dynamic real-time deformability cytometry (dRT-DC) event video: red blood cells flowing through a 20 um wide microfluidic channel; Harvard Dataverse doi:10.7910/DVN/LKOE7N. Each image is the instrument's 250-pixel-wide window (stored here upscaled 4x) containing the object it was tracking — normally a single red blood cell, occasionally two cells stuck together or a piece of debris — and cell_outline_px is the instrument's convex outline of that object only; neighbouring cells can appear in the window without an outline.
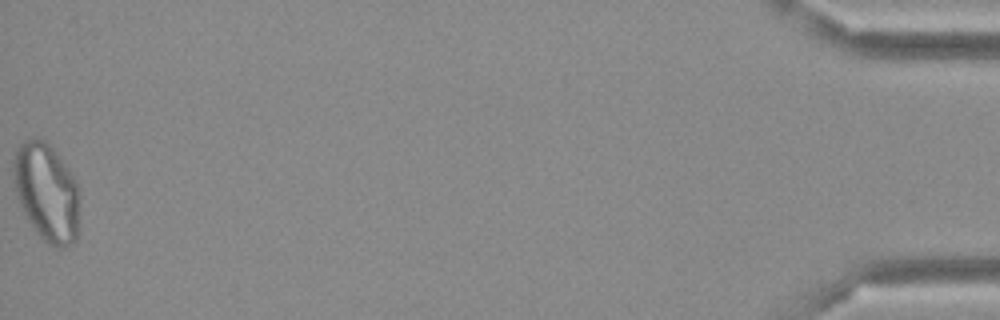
{"species": "Egyptian fruit bat (a non-hibernating species)", "species_latin": "Rousettus aegyptiacus", "temperature_condition": "cold", "stored_images_in_passage": 48, "camera_frame_rate_fps": 3000, "um_per_image_px": 0.085, "frame": {"image": 1, "passage_image": 48, "time_ms": 15.667, "image_size_px": [1000, 320], "cell_outline_px": [[80, 192], [76, 240], [72, 244], [64, 248], [56, 248], [48, 244], [40, 236], [28, 220], [16, 196], [12, 176], [12, 160], [16, 148], [24, 140], [44, 140], [52, 148], [68, 168]], "centroid_in_image_um": [3.94, 16.36], "position_along_channel_um": 431.3, "area_um2": 37.86}}